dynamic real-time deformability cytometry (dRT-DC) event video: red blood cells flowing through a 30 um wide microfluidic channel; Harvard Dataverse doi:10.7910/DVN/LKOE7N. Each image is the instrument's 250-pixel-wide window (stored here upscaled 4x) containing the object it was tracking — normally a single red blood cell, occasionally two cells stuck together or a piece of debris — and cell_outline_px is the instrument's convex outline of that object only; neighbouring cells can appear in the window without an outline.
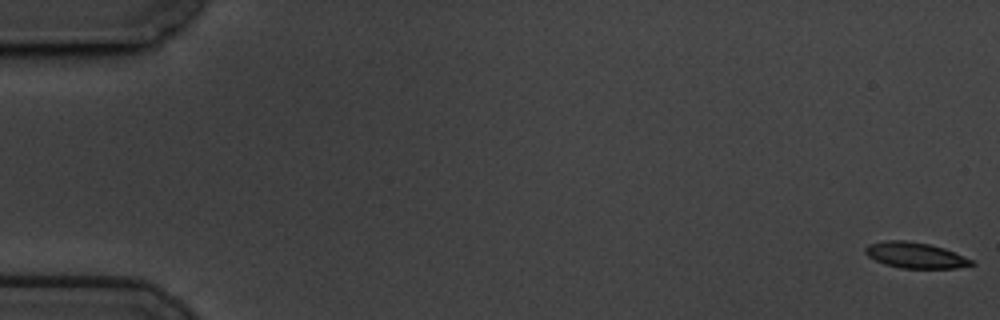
{"species": "common noctule bat (a hibernating species)", "species_latin": "Nyctalus noctula", "temperature_condition": "cold", "stored_images_in_passage": 59, "camera_frame_rate_fps": 3000, "um_per_image_px": 0.085, "animal": {"sex": "male", "body_mass_g": 19.5, "forearm_length_mm": 54.6}, "frame": {"image": 1, "passage_image": 1, "time_ms": 0.0, "image_size_px": [1000, 320], "cell_outline_px": [[976, 264], [956, 268], [900, 268], [884, 264], [868, 256], [864, 252], [864, 248], [868, 244], [884, 240], [904, 240], [928, 244], [944, 248], [964, 256], [972, 260]], "centroid_in_image_um": [77.77, 21.69], "position_along_channel_um": 7.2, "area_um2": 15.95}}
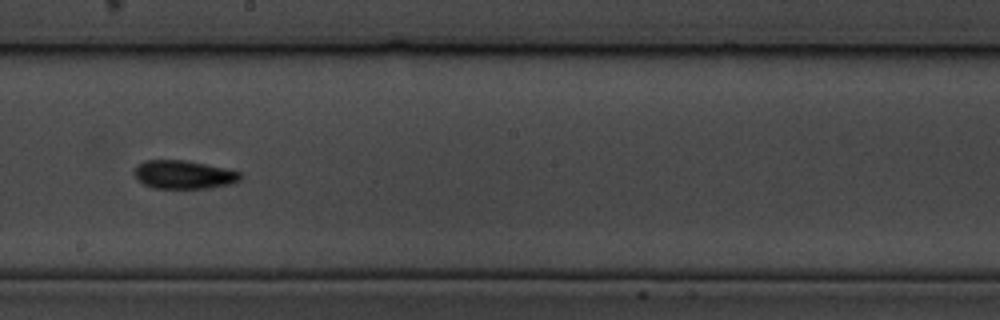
{"frame": {"image": 2, "passage_image": 34, "time_ms": 11.0, "image_size_px": [1000, 320], "cell_outline_px": [[244, 176], [240, 180], [232, 184], [208, 188], [152, 188], [136, 180], [132, 172], [136, 164], [144, 160], [188, 160], [228, 168], [240, 172]], "centroid_in_image_um": [15.61, 14.83], "position_along_channel_um": 232.6, "area_um2": 18.09}}
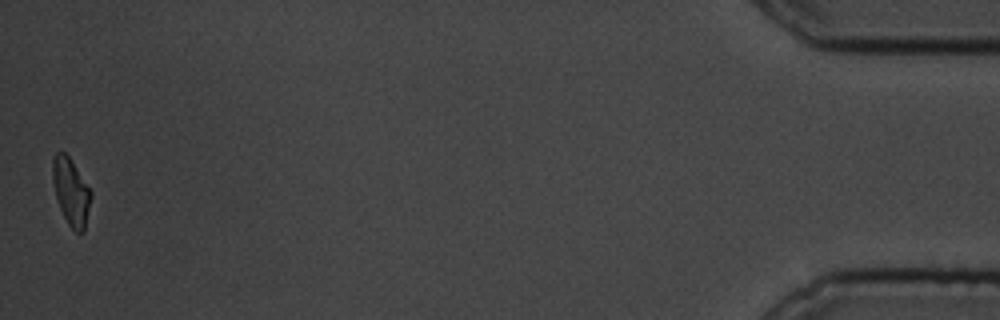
{"frame": {"image": 3, "passage_image": 59, "time_ms": 19.333, "image_size_px": [1000, 320], "cell_outline_px": [[92, 196], [84, 232], [76, 232], [68, 224], [60, 208], [56, 196], [52, 180], [52, 156], [56, 152], [64, 152], [68, 156], [92, 192]], "centroid_in_image_um": [6.03, 16.29], "position_along_channel_um": 429.2, "area_um2": 14.85}, "authors_computed_cell_mechanics": {"area_um2": 16.6464, "velocity_mm_per_s": 3.4284, "shape_relaxation_time_tau1_ms": 6.2219, "shape_relaxation_time_tau2_ms": 7.7362, "deformation_change_tau1": 0.1712, "deformation_change_tau2": 0.1335}}